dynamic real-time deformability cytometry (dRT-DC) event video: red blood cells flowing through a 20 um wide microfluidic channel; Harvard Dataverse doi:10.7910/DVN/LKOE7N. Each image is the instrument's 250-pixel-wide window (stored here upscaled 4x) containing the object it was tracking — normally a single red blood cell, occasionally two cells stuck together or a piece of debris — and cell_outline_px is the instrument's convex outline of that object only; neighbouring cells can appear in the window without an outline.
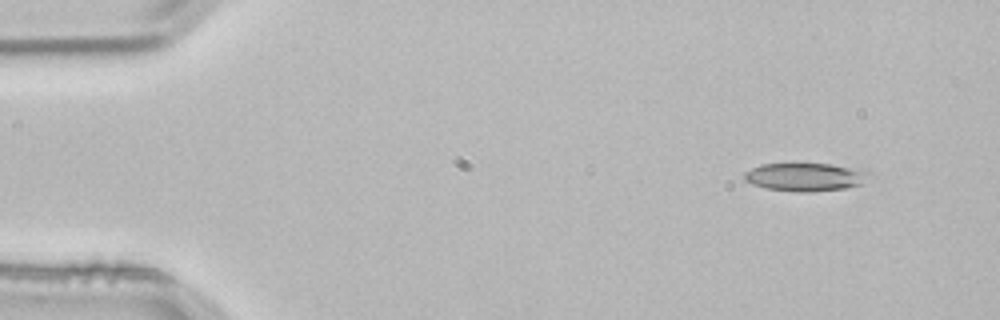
{"species": "common noctule bat (a hibernating species)", "species_latin": "Nyctalus noctula", "temperature_condition": "room temperature", "stored_images_in_passage": 4, "segment_of_instrument_passage": [2, 2], "camera_frame_rate_fps": 3000, "um_per_image_px": 0.085, "animal": {"sex": "male", "body_mass_g": 21.5, "forearm_length_mm": 52.0}, "frame": {"image": 1, "passage_image": 4, "time_ms": 1.0, "image_size_px": [1000, 320], "cell_outline_px": [[876, 176], [864, 184], [844, 188], [808, 192], [796, 192], [768, 188], [752, 184], [744, 180], [744, 172], [760, 164], [828, 164], [872, 172]], "centroid_in_image_um": [68.52, 15.05], "position_along_channel_um": 16.5, "area_um2": 20.58}}